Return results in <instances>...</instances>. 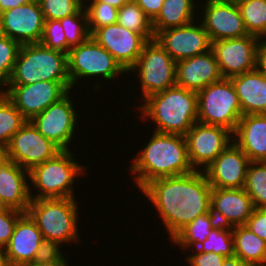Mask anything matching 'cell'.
I'll list each match as a JSON object with an SVG mask.
<instances>
[{
    "label": "cell",
    "instance_id": "obj_25",
    "mask_svg": "<svg viewBox=\"0 0 266 266\" xmlns=\"http://www.w3.org/2000/svg\"><path fill=\"white\" fill-rule=\"evenodd\" d=\"M242 115L266 114V77L256 68L230 78Z\"/></svg>",
    "mask_w": 266,
    "mask_h": 266
},
{
    "label": "cell",
    "instance_id": "obj_51",
    "mask_svg": "<svg viewBox=\"0 0 266 266\" xmlns=\"http://www.w3.org/2000/svg\"><path fill=\"white\" fill-rule=\"evenodd\" d=\"M6 207L3 205L1 199H0V210L5 209Z\"/></svg>",
    "mask_w": 266,
    "mask_h": 266
},
{
    "label": "cell",
    "instance_id": "obj_3",
    "mask_svg": "<svg viewBox=\"0 0 266 266\" xmlns=\"http://www.w3.org/2000/svg\"><path fill=\"white\" fill-rule=\"evenodd\" d=\"M140 118L152 119L160 133L186 135L198 121L197 92L178 85L143 100ZM149 117V118H147Z\"/></svg>",
    "mask_w": 266,
    "mask_h": 266
},
{
    "label": "cell",
    "instance_id": "obj_23",
    "mask_svg": "<svg viewBox=\"0 0 266 266\" xmlns=\"http://www.w3.org/2000/svg\"><path fill=\"white\" fill-rule=\"evenodd\" d=\"M28 179L29 171L9 158L0 166V199L6 208L27 212L33 188Z\"/></svg>",
    "mask_w": 266,
    "mask_h": 266
},
{
    "label": "cell",
    "instance_id": "obj_5",
    "mask_svg": "<svg viewBox=\"0 0 266 266\" xmlns=\"http://www.w3.org/2000/svg\"><path fill=\"white\" fill-rule=\"evenodd\" d=\"M40 81H70L67 54L40 43L23 44L7 85Z\"/></svg>",
    "mask_w": 266,
    "mask_h": 266
},
{
    "label": "cell",
    "instance_id": "obj_11",
    "mask_svg": "<svg viewBox=\"0 0 266 266\" xmlns=\"http://www.w3.org/2000/svg\"><path fill=\"white\" fill-rule=\"evenodd\" d=\"M70 92L30 120L44 137L61 150H71L69 144L73 141L75 129L78 127L76 124L79 117L78 110L74 108Z\"/></svg>",
    "mask_w": 266,
    "mask_h": 266
},
{
    "label": "cell",
    "instance_id": "obj_43",
    "mask_svg": "<svg viewBox=\"0 0 266 266\" xmlns=\"http://www.w3.org/2000/svg\"><path fill=\"white\" fill-rule=\"evenodd\" d=\"M151 21L159 14L164 0H134Z\"/></svg>",
    "mask_w": 266,
    "mask_h": 266
},
{
    "label": "cell",
    "instance_id": "obj_36",
    "mask_svg": "<svg viewBox=\"0 0 266 266\" xmlns=\"http://www.w3.org/2000/svg\"><path fill=\"white\" fill-rule=\"evenodd\" d=\"M21 44L0 33V88H5L17 60ZM6 85V86H5Z\"/></svg>",
    "mask_w": 266,
    "mask_h": 266
},
{
    "label": "cell",
    "instance_id": "obj_15",
    "mask_svg": "<svg viewBox=\"0 0 266 266\" xmlns=\"http://www.w3.org/2000/svg\"><path fill=\"white\" fill-rule=\"evenodd\" d=\"M258 42L259 37L254 35L212 42L211 50L223 78L230 79L256 69Z\"/></svg>",
    "mask_w": 266,
    "mask_h": 266
},
{
    "label": "cell",
    "instance_id": "obj_29",
    "mask_svg": "<svg viewBox=\"0 0 266 266\" xmlns=\"http://www.w3.org/2000/svg\"><path fill=\"white\" fill-rule=\"evenodd\" d=\"M117 24L142 34L148 41L155 39L151 19L134 0H129L118 9Z\"/></svg>",
    "mask_w": 266,
    "mask_h": 266
},
{
    "label": "cell",
    "instance_id": "obj_37",
    "mask_svg": "<svg viewBox=\"0 0 266 266\" xmlns=\"http://www.w3.org/2000/svg\"><path fill=\"white\" fill-rule=\"evenodd\" d=\"M45 20H60L76 14L83 6V0H37Z\"/></svg>",
    "mask_w": 266,
    "mask_h": 266
},
{
    "label": "cell",
    "instance_id": "obj_42",
    "mask_svg": "<svg viewBox=\"0 0 266 266\" xmlns=\"http://www.w3.org/2000/svg\"><path fill=\"white\" fill-rule=\"evenodd\" d=\"M51 251L47 256L37 259L33 262L24 264L22 266H69L68 261L64 258L63 252Z\"/></svg>",
    "mask_w": 266,
    "mask_h": 266
},
{
    "label": "cell",
    "instance_id": "obj_31",
    "mask_svg": "<svg viewBox=\"0 0 266 266\" xmlns=\"http://www.w3.org/2000/svg\"><path fill=\"white\" fill-rule=\"evenodd\" d=\"M28 120L20 113L13 103L0 93V143L8 146L12 136L27 122Z\"/></svg>",
    "mask_w": 266,
    "mask_h": 266
},
{
    "label": "cell",
    "instance_id": "obj_18",
    "mask_svg": "<svg viewBox=\"0 0 266 266\" xmlns=\"http://www.w3.org/2000/svg\"><path fill=\"white\" fill-rule=\"evenodd\" d=\"M45 18L37 0L0 14V33L21 45L39 43Z\"/></svg>",
    "mask_w": 266,
    "mask_h": 266
},
{
    "label": "cell",
    "instance_id": "obj_14",
    "mask_svg": "<svg viewBox=\"0 0 266 266\" xmlns=\"http://www.w3.org/2000/svg\"><path fill=\"white\" fill-rule=\"evenodd\" d=\"M51 251L27 213L17 221L12 237L3 249L7 266H22L47 256Z\"/></svg>",
    "mask_w": 266,
    "mask_h": 266
},
{
    "label": "cell",
    "instance_id": "obj_21",
    "mask_svg": "<svg viewBox=\"0 0 266 266\" xmlns=\"http://www.w3.org/2000/svg\"><path fill=\"white\" fill-rule=\"evenodd\" d=\"M210 205L216 222L232 228L245 225L254 210L244 188H212Z\"/></svg>",
    "mask_w": 266,
    "mask_h": 266
},
{
    "label": "cell",
    "instance_id": "obj_46",
    "mask_svg": "<svg viewBox=\"0 0 266 266\" xmlns=\"http://www.w3.org/2000/svg\"><path fill=\"white\" fill-rule=\"evenodd\" d=\"M222 266H251L246 262H243L239 257H226L222 263Z\"/></svg>",
    "mask_w": 266,
    "mask_h": 266
},
{
    "label": "cell",
    "instance_id": "obj_50",
    "mask_svg": "<svg viewBox=\"0 0 266 266\" xmlns=\"http://www.w3.org/2000/svg\"><path fill=\"white\" fill-rule=\"evenodd\" d=\"M0 266H7L5 263L4 252L0 249Z\"/></svg>",
    "mask_w": 266,
    "mask_h": 266
},
{
    "label": "cell",
    "instance_id": "obj_34",
    "mask_svg": "<svg viewBox=\"0 0 266 266\" xmlns=\"http://www.w3.org/2000/svg\"><path fill=\"white\" fill-rule=\"evenodd\" d=\"M60 22L70 47L77 46L91 37L88 28V16L84 6L76 14L60 19Z\"/></svg>",
    "mask_w": 266,
    "mask_h": 266
},
{
    "label": "cell",
    "instance_id": "obj_27",
    "mask_svg": "<svg viewBox=\"0 0 266 266\" xmlns=\"http://www.w3.org/2000/svg\"><path fill=\"white\" fill-rule=\"evenodd\" d=\"M195 1L164 0L159 14L152 20L155 36L162 30L180 27L196 20Z\"/></svg>",
    "mask_w": 266,
    "mask_h": 266
},
{
    "label": "cell",
    "instance_id": "obj_26",
    "mask_svg": "<svg viewBox=\"0 0 266 266\" xmlns=\"http://www.w3.org/2000/svg\"><path fill=\"white\" fill-rule=\"evenodd\" d=\"M234 256L251 266H266V241L253 233L247 226L232 228Z\"/></svg>",
    "mask_w": 266,
    "mask_h": 266
},
{
    "label": "cell",
    "instance_id": "obj_39",
    "mask_svg": "<svg viewBox=\"0 0 266 266\" xmlns=\"http://www.w3.org/2000/svg\"><path fill=\"white\" fill-rule=\"evenodd\" d=\"M25 213L11 209L5 208L0 210V249H4L10 241L12 234L14 232L17 221Z\"/></svg>",
    "mask_w": 266,
    "mask_h": 266
},
{
    "label": "cell",
    "instance_id": "obj_44",
    "mask_svg": "<svg viewBox=\"0 0 266 266\" xmlns=\"http://www.w3.org/2000/svg\"><path fill=\"white\" fill-rule=\"evenodd\" d=\"M256 68L266 77V37L259 38Z\"/></svg>",
    "mask_w": 266,
    "mask_h": 266
},
{
    "label": "cell",
    "instance_id": "obj_48",
    "mask_svg": "<svg viewBox=\"0 0 266 266\" xmlns=\"http://www.w3.org/2000/svg\"><path fill=\"white\" fill-rule=\"evenodd\" d=\"M8 159L7 146L0 143V166Z\"/></svg>",
    "mask_w": 266,
    "mask_h": 266
},
{
    "label": "cell",
    "instance_id": "obj_7",
    "mask_svg": "<svg viewBox=\"0 0 266 266\" xmlns=\"http://www.w3.org/2000/svg\"><path fill=\"white\" fill-rule=\"evenodd\" d=\"M198 122L235 132L242 109L233 83L228 78L214 82L197 93Z\"/></svg>",
    "mask_w": 266,
    "mask_h": 266
},
{
    "label": "cell",
    "instance_id": "obj_22",
    "mask_svg": "<svg viewBox=\"0 0 266 266\" xmlns=\"http://www.w3.org/2000/svg\"><path fill=\"white\" fill-rule=\"evenodd\" d=\"M176 85L199 92L223 79L212 50L176 62Z\"/></svg>",
    "mask_w": 266,
    "mask_h": 266
},
{
    "label": "cell",
    "instance_id": "obj_32",
    "mask_svg": "<svg viewBox=\"0 0 266 266\" xmlns=\"http://www.w3.org/2000/svg\"><path fill=\"white\" fill-rule=\"evenodd\" d=\"M238 7L248 34L266 37V0H247Z\"/></svg>",
    "mask_w": 266,
    "mask_h": 266
},
{
    "label": "cell",
    "instance_id": "obj_12",
    "mask_svg": "<svg viewBox=\"0 0 266 266\" xmlns=\"http://www.w3.org/2000/svg\"><path fill=\"white\" fill-rule=\"evenodd\" d=\"M185 139L193 169L205 171L233 142V132L222 126L208 125L197 121L187 132Z\"/></svg>",
    "mask_w": 266,
    "mask_h": 266
},
{
    "label": "cell",
    "instance_id": "obj_30",
    "mask_svg": "<svg viewBox=\"0 0 266 266\" xmlns=\"http://www.w3.org/2000/svg\"><path fill=\"white\" fill-rule=\"evenodd\" d=\"M244 190L252 199L254 208H266V162L250 161Z\"/></svg>",
    "mask_w": 266,
    "mask_h": 266
},
{
    "label": "cell",
    "instance_id": "obj_17",
    "mask_svg": "<svg viewBox=\"0 0 266 266\" xmlns=\"http://www.w3.org/2000/svg\"><path fill=\"white\" fill-rule=\"evenodd\" d=\"M91 37L106 49L126 72L135 65L148 42L142 34L117 23L96 29Z\"/></svg>",
    "mask_w": 266,
    "mask_h": 266
},
{
    "label": "cell",
    "instance_id": "obj_28",
    "mask_svg": "<svg viewBox=\"0 0 266 266\" xmlns=\"http://www.w3.org/2000/svg\"><path fill=\"white\" fill-rule=\"evenodd\" d=\"M215 216L212 212L196 217L191 223L182 228L171 240L178 245L181 250L196 248L204 242L211 230L217 225Z\"/></svg>",
    "mask_w": 266,
    "mask_h": 266
},
{
    "label": "cell",
    "instance_id": "obj_47",
    "mask_svg": "<svg viewBox=\"0 0 266 266\" xmlns=\"http://www.w3.org/2000/svg\"><path fill=\"white\" fill-rule=\"evenodd\" d=\"M89 1V2H104V3H108L109 5L120 9L126 2H128L129 0H84Z\"/></svg>",
    "mask_w": 266,
    "mask_h": 266
},
{
    "label": "cell",
    "instance_id": "obj_45",
    "mask_svg": "<svg viewBox=\"0 0 266 266\" xmlns=\"http://www.w3.org/2000/svg\"><path fill=\"white\" fill-rule=\"evenodd\" d=\"M33 0H0V14L11 8H16L20 5H24L32 2Z\"/></svg>",
    "mask_w": 266,
    "mask_h": 266
},
{
    "label": "cell",
    "instance_id": "obj_10",
    "mask_svg": "<svg viewBox=\"0 0 266 266\" xmlns=\"http://www.w3.org/2000/svg\"><path fill=\"white\" fill-rule=\"evenodd\" d=\"M71 89L70 81H40L29 85H8L2 92L30 121L51 104L59 101Z\"/></svg>",
    "mask_w": 266,
    "mask_h": 266
},
{
    "label": "cell",
    "instance_id": "obj_8",
    "mask_svg": "<svg viewBox=\"0 0 266 266\" xmlns=\"http://www.w3.org/2000/svg\"><path fill=\"white\" fill-rule=\"evenodd\" d=\"M68 75L72 86L79 80L85 78L102 77L103 79L113 80L122 73L127 72L114 59V57L92 37L85 42L71 47L67 54Z\"/></svg>",
    "mask_w": 266,
    "mask_h": 266
},
{
    "label": "cell",
    "instance_id": "obj_9",
    "mask_svg": "<svg viewBox=\"0 0 266 266\" xmlns=\"http://www.w3.org/2000/svg\"><path fill=\"white\" fill-rule=\"evenodd\" d=\"M129 71L139 73L137 78L143 100L176 85V62L156 39L144 45L137 62Z\"/></svg>",
    "mask_w": 266,
    "mask_h": 266
},
{
    "label": "cell",
    "instance_id": "obj_20",
    "mask_svg": "<svg viewBox=\"0 0 266 266\" xmlns=\"http://www.w3.org/2000/svg\"><path fill=\"white\" fill-rule=\"evenodd\" d=\"M249 158L233 141L204 173L212 188H244Z\"/></svg>",
    "mask_w": 266,
    "mask_h": 266
},
{
    "label": "cell",
    "instance_id": "obj_16",
    "mask_svg": "<svg viewBox=\"0 0 266 266\" xmlns=\"http://www.w3.org/2000/svg\"><path fill=\"white\" fill-rule=\"evenodd\" d=\"M198 23L194 20L184 26L162 30L155 39L175 62L208 52L212 42L202 23Z\"/></svg>",
    "mask_w": 266,
    "mask_h": 266
},
{
    "label": "cell",
    "instance_id": "obj_2",
    "mask_svg": "<svg viewBox=\"0 0 266 266\" xmlns=\"http://www.w3.org/2000/svg\"><path fill=\"white\" fill-rule=\"evenodd\" d=\"M151 138L129 167L134 182L142 189L149 182L163 177L195 171L188 156L184 135L151 132Z\"/></svg>",
    "mask_w": 266,
    "mask_h": 266
},
{
    "label": "cell",
    "instance_id": "obj_4",
    "mask_svg": "<svg viewBox=\"0 0 266 266\" xmlns=\"http://www.w3.org/2000/svg\"><path fill=\"white\" fill-rule=\"evenodd\" d=\"M77 203L75 198L31 200L26 213L36 223L52 251H60L64 243L79 242Z\"/></svg>",
    "mask_w": 266,
    "mask_h": 266
},
{
    "label": "cell",
    "instance_id": "obj_33",
    "mask_svg": "<svg viewBox=\"0 0 266 266\" xmlns=\"http://www.w3.org/2000/svg\"><path fill=\"white\" fill-rule=\"evenodd\" d=\"M196 249L203 253L214 252L225 257L234 256V238L232 227L217 224L208 235L207 239L200 243Z\"/></svg>",
    "mask_w": 266,
    "mask_h": 266
},
{
    "label": "cell",
    "instance_id": "obj_35",
    "mask_svg": "<svg viewBox=\"0 0 266 266\" xmlns=\"http://www.w3.org/2000/svg\"><path fill=\"white\" fill-rule=\"evenodd\" d=\"M88 16V28L92 34L96 29L117 23L118 9L104 2H84Z\"/></svg>",
    "mask_w": 266,
    "mask_h": 266
},
{
    "label": "cell",
    "instance_id": "obj_24",
    "mask_svg": "<svg viewBox=\"0 0 266 266\" xmlns=\"http://www.w3.org/2000/svg\"><path fill=\"white\" fill-rule=\"evenodd\" d=\"M233 141L250 161L266 162V114L243 115Z\"/></svg>",
    "mask_w": 266,
    "mask_h": 266
},
{
    "label": "cell",
    "instance_id": "obj_6",
    "mask_svg": "<svg viewBox=\"0 0 266 266\" xmlns=\"http://www.w3.org/2000/svg\"><path fill=\"white\" fill-rule=\"evenodd\" d=\"M75 155L70 150H61L53 158L33 167L29 171L30 184L37 193L32 200L40 198H76L72 186L86 171V166L74 161ZM80 174V175H79Z\"/></svg>",
    "mask_w": 266,
    "mask_h": 266
},
{
    "label": "cell",
    "instance_id": "obj_40",
    "mask_svg": "<svg viewBox=\"0 0 266 266\" xmlns=\"http://www.w3.org/2000/svg\"><path fill=\"white\" fill-rule=\"evenodd\" d=\"M192 252L193 254L190 253V255L186 257V262L189 263V266H222L226 258L214 252L203 253L196 248L192 249Z\"/></svg>",
    "mask_w": 266,
    "mask_h": 266
},
{
    "label": "cell",
    "instance_id": "obj_1",
    "mask_svg": "<svg viewBox=\"0 0 266 266\" xmlns=\"http://www.w3.org/2000/svg\"><path fill=\"white\" fill-rule=\"evenodd\" d=\"M140 191L159 213L170 239L196 217L211 212L212 187L204 171L158 178Z\"/></svg>",
    "mask_w": 266,
    "mask_h": 266
},
{
    "label": "cell",
    "instance_id": "obj_49",
    "mask_svg": "<svg viewBox=\"0 0 266 266\" xmlns=\"http://www.w3.org/2000/svg\"><path fill=\"white\" fill-rule=\"evenodd\" d=\"M218 1L226 2V3H230L233 5L239 6L240 4L246 2L247 0H218Z\"/></svg>",
    "mask_w": 266,
    "mask_h": 266
},
{
    "label": "cell",
    "instance_id": "obj_41",
    "mask_svg": "<svg viewBox=\"0 0 266 266\" xmlns=\"http://www.w3.org/2000/svg\"><path fill=\"white\" fill-rule=\"evenodd\" d=\"M245 226L266 241V208H254Z\"/></svg>",
    "mask_w": 266,
    "mask_h": 266
},
{
    "label": "cell",
    "instance_id": "obj_13",
    "mask_svg": "<svg viewBox=\"0 0 266 266\" xmlns=\"http://www.w3.org/2000/svg\"><path fill=\"white\" fill-rule=\"evenodd\" d=\"M60 151L61 149L44 137L30 121L12 136L7 146L8 158L28 171L53 158Z\"/></svg>",
    "mask_w": 266,
    "mask_h": 266
},
{
    "label": "cell",
    "instance_id": "obj_19",
    "mask_svg": "<svg viewBox=\"0 0 266 266\" xmlns=\"http://www.w3.org/2000/svg\"><path fill=\"white\" fill-rule=\"evenodd\" d=\"M204 1L201 23L211 42L249 35L238 6L218 0Z\"/></svg>",
    "mask_w": 266,
    "mask_h": 266
},
{
    "label": "cell",
    "instance_id": "obj_38",
    "mask_svg": "<svg viewBox=\"0 0 266 266\" xmlns=\"http://www.w3.org/2000/svg\"><path fill=\"white\" fill-rule=\"evenodd\" d=\"M40 44L47 48L68 54L71 47L67 44L60 20H45Z\"/></svg>",
    "mask_w": 266,
    "mask_h": 266
}]
</instances>
